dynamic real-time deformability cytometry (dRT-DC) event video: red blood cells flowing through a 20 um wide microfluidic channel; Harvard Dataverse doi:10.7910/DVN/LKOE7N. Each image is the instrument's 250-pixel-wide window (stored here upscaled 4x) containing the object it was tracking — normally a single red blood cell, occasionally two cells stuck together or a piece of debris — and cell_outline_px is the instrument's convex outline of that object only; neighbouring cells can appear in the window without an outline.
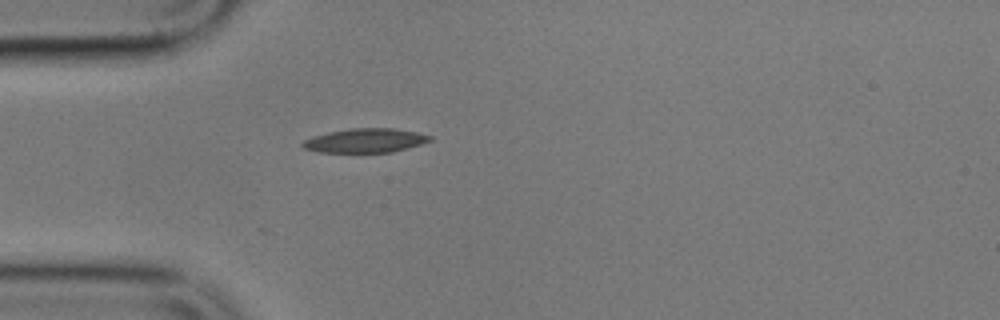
{"species": "common noctule bat (a hibernating species)", "species_latin": "Nyctalus noctula", "temperature_condition": "cold", "stored_images_in_passage": 1, "camera_frame_rate_fps": 3000, "um_per_image_px": 0.085, "animal": {"sex": "male", "body_mass_g": 17.9}, "frame": {"image": 1, "passage_image": 1, "time_ms": 0.0, "image_size_px": [1000, 320], "cell_outline_px": [[432, 140], [420, 144], [392, 152], [316, 152], [304, 148], [300, 144], [304, 140], [312, 136], [328, 132], [352, 128], [392, 128], [416, 132], [432, 136]], "centroid_in_image_um": [31.01, 11.94], "position_along_channel_um": 54.0, "area_um2": 17.8}}